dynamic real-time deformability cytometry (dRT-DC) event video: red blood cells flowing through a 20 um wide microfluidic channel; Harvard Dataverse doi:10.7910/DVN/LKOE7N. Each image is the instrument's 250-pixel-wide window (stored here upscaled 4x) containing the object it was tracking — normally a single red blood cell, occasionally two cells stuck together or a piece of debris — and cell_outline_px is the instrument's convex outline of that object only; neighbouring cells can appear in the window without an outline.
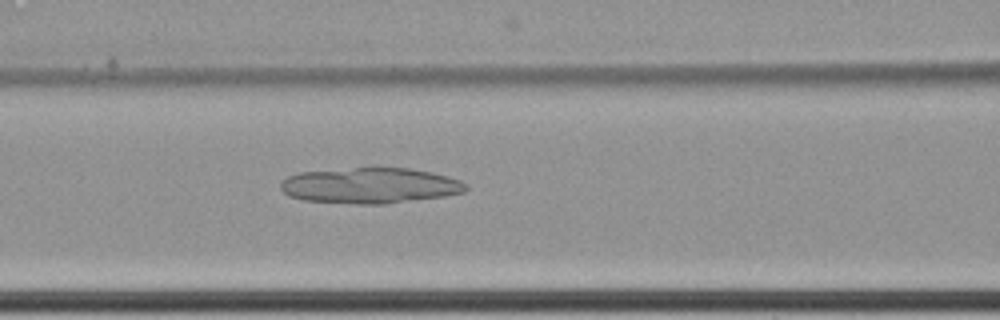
{"species": "common noctule bat (a hibernating species)", "species_latin": "Nyctalus noctula", "temperature_condition": "cold", "stored_images_in_passage": 57, "camera_frame_rate_fps": 3000, "um_per_image_px": 0.085, "animal": {"sex": "female", "body_mass_g": 22.7, "forearm_length_mm": 54.2}, "frame": {"image": 1, "passage_image": 24, "time_ms": 7.667, "image_size_px": [1000, 320], "cell_outline_px": [[468, 188], [464, 192], [444, 196], [384, 204], [356, 204], [304, 200], [288, 196], [280, 188], [280, 180], [288, 176], [300, 172], [372, 164], [408, 168], [432, 172], [448, 176], [460, 180], [468, 184]], "centroid_in_image_um": [31.44, 15.72], "position_along_channel_um": 135.2, "area_um2": 39.88}}
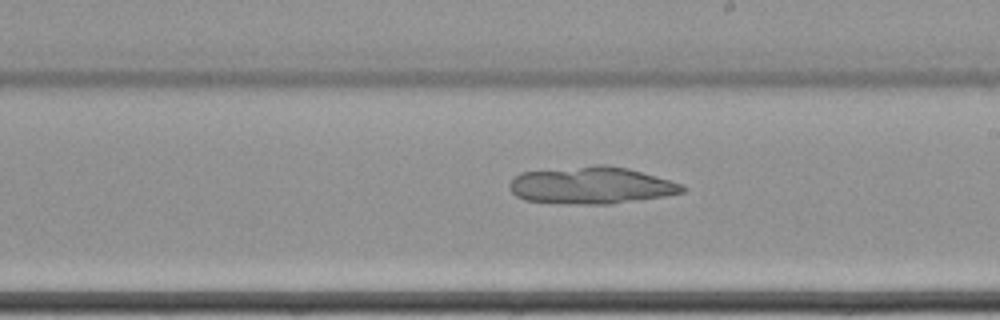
{"frame": {"image": 2, "passage_image": 33, "time_ms": 10.667, "image_size_px": [1000, 320], "cell_outline_px": [[688, 188], [684, 192], [664, 196], [612, 204], [560, 204], [524, 200], [516, 196], [508, 188], [508, 184], [520, 172], [592, 164], [608, 164], [628, 168], [684, 184]], "centroid_in_image_um": [50.25, 15.75], "position_along_channel_um": 238.7, "area_um2": 38.03}}
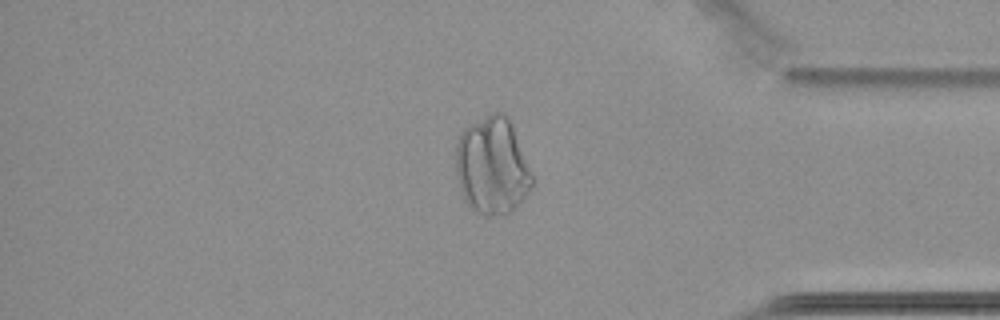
{"frame": {"image": 3, "passage_image": 48, "time_ms": 15.667, "image_size_px": [1000, 320], "cell_outline_px": [[536, 180], [532, 188], [504, 216], [484, 216], [472, 212], [464, 200], [460, 188], [456, 172], [456, 144], [460, 132], [468, 124], [488, 112], [504, 112], [508, 116], [512, 124]], "centroid_in_image_um": [41.83, 14.08], "position_along_channel_um": 393.4, "area_um2": 44.16}}